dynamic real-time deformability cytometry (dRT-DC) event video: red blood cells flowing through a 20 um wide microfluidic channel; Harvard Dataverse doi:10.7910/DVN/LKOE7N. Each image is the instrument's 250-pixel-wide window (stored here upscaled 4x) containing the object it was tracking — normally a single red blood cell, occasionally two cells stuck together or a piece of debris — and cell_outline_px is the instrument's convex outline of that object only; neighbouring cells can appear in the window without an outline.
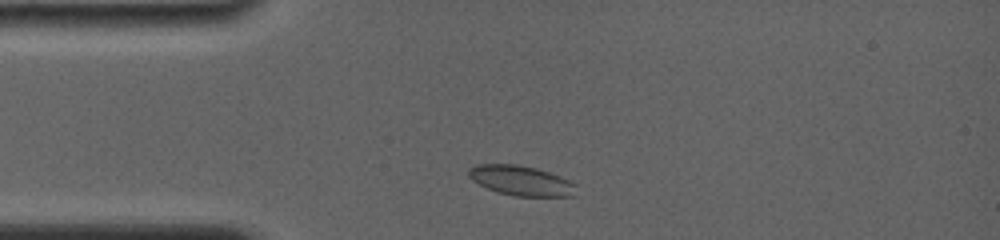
{"species": "common noctule bat (a hibernating species)", "species_latin": "Nyctalus noctula", "temperature_condition": "room temperature", "stored_images_in_passage": 28, "camera_frame_rate_fps": 4000, "um_per_image_px": 0.085, "animal": {"sex": "female", "body_mass_g": 19.0, "forearm_length_mm": 56.7}, "frame": {"image": 1, "passage_image": 2, "time_ms": 0.5, "image_size_px": [1000, 240], "cell_outline_px": [[576, 196], [512, 196], [496, 192], [472, 180], [468, 176], [468, 168], [476, 164], [516, 164], [536, 168], [548, 172], [568, 180], [576, 184]], "centroid_in_image_um": [44.27, 15.35], "position_along_channel_um": 40.7, "area_um2": 18.79}}
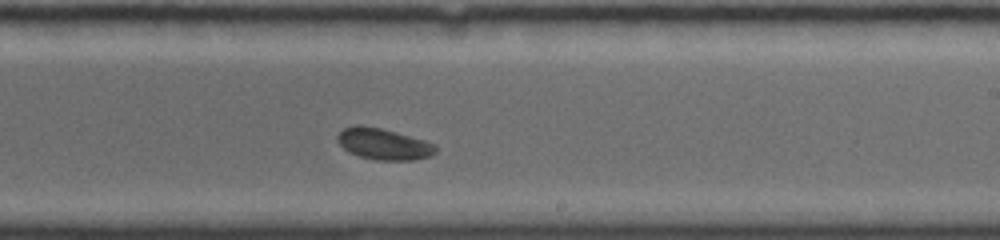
{"frame": {"image": 2, "passage_image": 17, "time_ms": 6.75, "image_size_px": [1000, 240], "cell_outline_px": [[436, 152], [432, 156], [416, 160], [376, 160], [360, 156], [344, 148], [336, 140], [336, 136], [344, 128], [356, 124], [360, 124], [380, 128], [396, 132], [424, 140], [436, 144]], "centroid_in_image_um": [32.63, 12.24], "position_along_channel_um": 256.4, "area_um2": 17.92}}
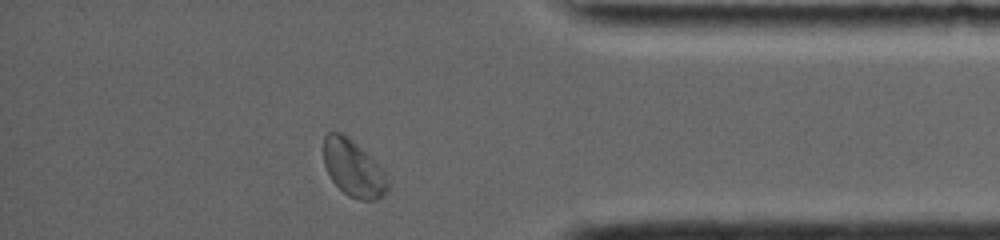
{"frame": {"image": 3, "passage_image": 27, "time_ms": 11.0, "image_size_px": [1000, 240], "cell_outline_px": [[388, 192], [376, 200], [360, 200], [348, 196], [332, 180], [324, 164], [324, 136], [328, 132], [340, 132], [352, 140], [384, 172], [388, 180]], "centroid_in_image_um": [30.02, 14.33], "position_along_channel_um": 405.2, "area_um2": 20.69}, "authors_computed_cell_mechanics": {"area_um2": 18.3804, "velocity_mm_per_s": 3.7497, "shape_relaxation_time_tau1_ms": 2.545, "shape_relaxation_time_tau2_ms": null, "deformation_change_tau1": 0.0685, "deformation_change_tau2": null}}